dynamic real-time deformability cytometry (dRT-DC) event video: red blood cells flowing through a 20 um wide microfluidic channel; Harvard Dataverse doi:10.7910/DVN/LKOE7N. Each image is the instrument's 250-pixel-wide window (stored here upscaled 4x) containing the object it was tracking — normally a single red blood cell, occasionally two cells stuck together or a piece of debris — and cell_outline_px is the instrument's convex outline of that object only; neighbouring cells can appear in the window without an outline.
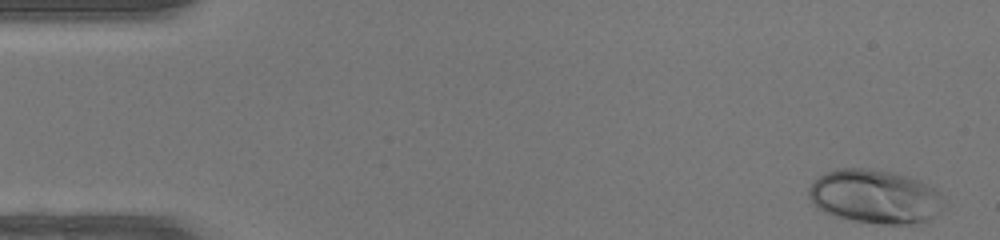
{"species": "human", "species_latin": "Homo sapiens", "temperature_condition": "warm", "stored_images_in_passage": 46, "camera_frame_rate_fps": 3000, "um_per_image_px": 0.085, "donor": {"sex": "female"}, "frame": {"image": 1, "passage_image": 1, "time_ms": 0.0, "image_size_px": [1000, 240], "cell_outline_px": [[944, 196], [940, 212], [936, 216], [928, 220], [908, 224], [880, 224], [832, 216], [816, 208], [812, 204], [808, 196], [808, 188], [820, 176], [836, 168], [868, 168], [892, 172], [908, 176], [936, 188]], "centroid_in_image_um": [74.37, 16.71], "position_along_channel_um": 10.6, "area_um2": 42.6}}
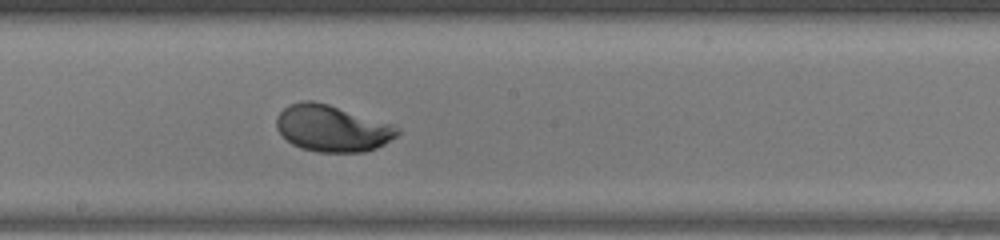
{"frame": {"image": 2, "passage_image": 25, "time_ms": 8.0, "image_size_px": [1000, 240], "cell_outline_px": [[400, 132], [396, 136], [384, 144], [376, 148], [364, 152], [320, 152], [300, 148], [292, 144], [276, 128], [276, 116], [288, 104], [300, 100], [312, 100], [328, 104], [396, 124], [400, 128]], "centroid_in_image_um": [28.25, 10.89], "position_along_channel_um": 219.9, "area_um2": 33.12}}
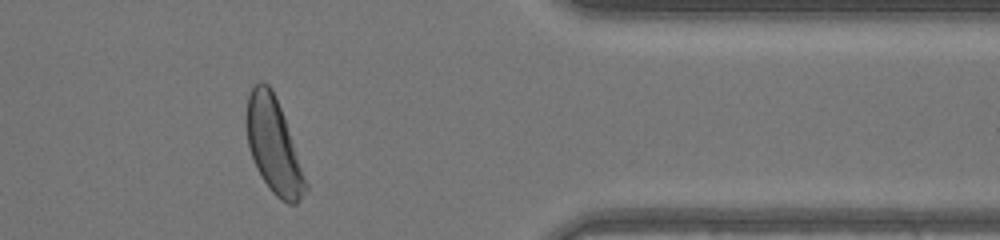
{"frame": {"image": 3, "passage_image": 38, "time_ms": 12.333, "image_size_px": [1000, 240], "cell_outline_px": [[308, 188], [300, 200], [296, 204], [288, 204], [280, 200], [268, 188], [256, 168], [248, 144], [244, 120], [244, 116], [248, 96], [252, 88], [260, 80], [264, 80], [272, 88], [284, 116], [308, 184]], "centroid_in_image_um": [23.24, 12.36], "position_along_channel_um": 388.2, "area_um2": 33.0}, "authors_computed_cell_mechanics": {"area_um2": 32.8304, "velocity_mm_per_s": 4.3498, "shape_relaxation_time_tau1_ms": 2.3884, "shape_relaxation_time_tau2_ms": null, "deformation_change_tau1": 0.1721, "deformation_change_tau2": null}}